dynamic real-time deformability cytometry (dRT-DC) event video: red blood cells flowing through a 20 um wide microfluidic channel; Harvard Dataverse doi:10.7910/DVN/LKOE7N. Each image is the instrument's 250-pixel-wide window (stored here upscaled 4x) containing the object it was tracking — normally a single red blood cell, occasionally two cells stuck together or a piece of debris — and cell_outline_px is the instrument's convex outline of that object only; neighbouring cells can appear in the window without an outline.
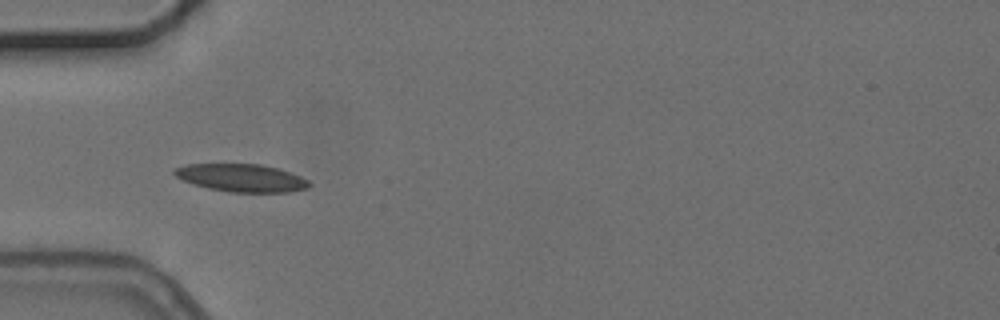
{"species": "common noctule bat (a hibernating species)", "species_latin": "Nyctalus noctula", "temperature_condition": "cold", "stored_images_in_passage": 3, "camera_frame_rate_fps": 3000, "um_per_image_px": 0.085, "animal": {"sex": "female", "body_mass_g": 24.6, "forearm_length_mm": 56.2}, "frame": {"image": 1, "passage_image": 2, "time_ms": 1.0, "image_size_px": [1000, 320], "cell_outline_px": [[312, 184], [308, 188], [288, 192], [228, 192], [208, 188], [192, 184], [176, 176], [172, 172], [172, 168], [188, 164], [260, 164], [276, 168], [300, 176], [308, 180]], "centroid_in_image_um": [20.5, 15.12], "position_along_channel_um": 64.5, "area_um2": 21.79}}